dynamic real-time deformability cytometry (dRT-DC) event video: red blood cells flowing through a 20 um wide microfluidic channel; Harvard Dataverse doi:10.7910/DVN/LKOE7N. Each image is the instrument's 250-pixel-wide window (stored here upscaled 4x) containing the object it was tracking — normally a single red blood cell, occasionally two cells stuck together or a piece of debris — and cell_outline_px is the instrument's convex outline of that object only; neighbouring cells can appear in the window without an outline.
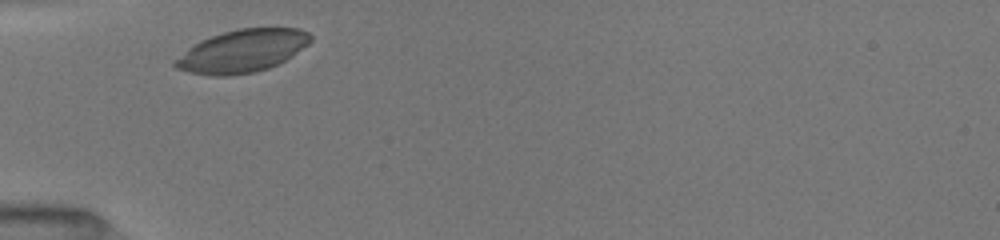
{"species": "common noctule bat (a hibernating species)", "species_latin": "Nyctalus noctula", "temperature_condition": "room temperature", "stored_images_in_passage": 6, "camera_frame_rate_fps": 3000, "um_per_image_px": 0.085, "animal": {"sex": "female", "body_mass_g": 19.5, "forearm_length_mm": 54.1}, "frame": {"image": 1, "passage_image": 1, "time_ms": 0.0, "image_size_px": [1000, 240], "cell_outline_px": [[312, 40], [308, 44], [284, 60], [268, 68], [252, 72], [228, 76], [212, 76], [188, 72], [176, 68], [172, 64], [188, 48], [200, 40], [224, 32], [240, 28], [300, 28], [308, 32], [312, 36]], "centroid_in_image_um": [20.59, 4.33], "position_along_channel_um": 64.4, "area_um2": 33.29}}
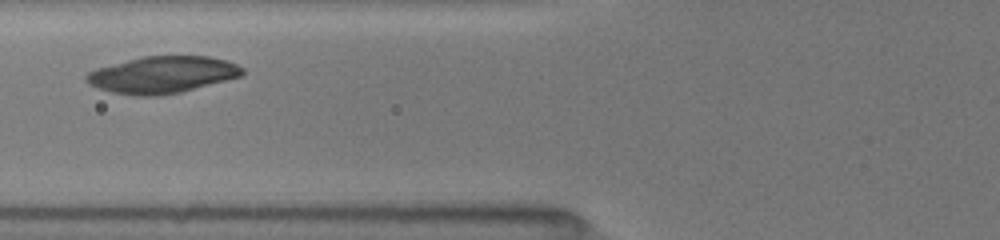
{"frame": {"image": 2, "passage_image": 3, "time_ms": 1.333, "image_size_px": [1000, 240], "cell_outline_px": [[244, 72], [240, 76], [180, 92], [160, 96], [132, 96], [112, 92], [100, 88], [84, 80], [84, 76], [88, 72], [96, 68], [144, 56], [208, 56], [224, 60], [236, 64], [244, 68]], "centroid_in_image_um": [13.77, 6.35], "position_along_channel_um": 112.0, "area_um2": 33.18}}